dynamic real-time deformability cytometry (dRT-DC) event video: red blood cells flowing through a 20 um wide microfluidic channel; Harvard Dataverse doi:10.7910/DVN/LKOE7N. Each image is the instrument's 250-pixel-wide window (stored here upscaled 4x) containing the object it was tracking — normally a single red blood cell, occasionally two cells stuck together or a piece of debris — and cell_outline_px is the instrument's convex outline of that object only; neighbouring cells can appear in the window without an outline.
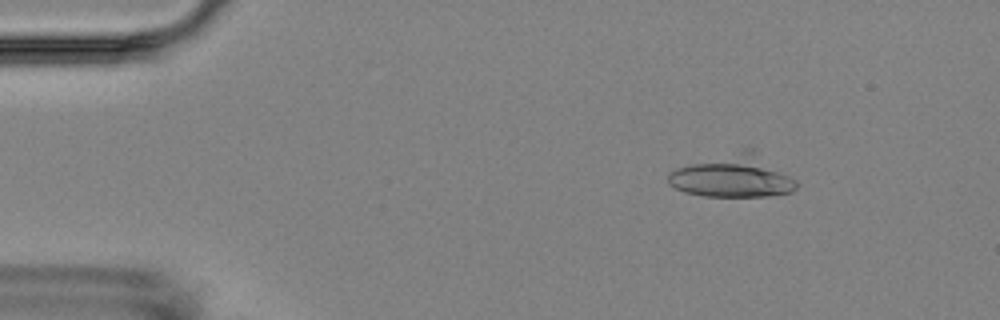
{"species": "Egyptian fruit bat (a non-hibernating species)", "species_latin": "Rousettus aegyptiacus", "temperature_condition": "room temperature", "stored_images_in_passage": 5, "camera_frame_rate_fps": 3000, "um_per_image_px": 0.085, "animal": {"sex": "female"}, "frame": {"image": 1, "passage_image": 3, "time_ms": 2.333, "image_size_px": [1000, 320], "cell_outline_px": [[800, 184], [792, 192], [768, 196], [704, 196], [684, 192], [668, 184], [668, 176], [676, 168], [744, 148], [796, 180]], "centroid_in_image_um": [62.25, 15.03], "position_along_channel_um": 22.8, "area_um2": 30.46}}